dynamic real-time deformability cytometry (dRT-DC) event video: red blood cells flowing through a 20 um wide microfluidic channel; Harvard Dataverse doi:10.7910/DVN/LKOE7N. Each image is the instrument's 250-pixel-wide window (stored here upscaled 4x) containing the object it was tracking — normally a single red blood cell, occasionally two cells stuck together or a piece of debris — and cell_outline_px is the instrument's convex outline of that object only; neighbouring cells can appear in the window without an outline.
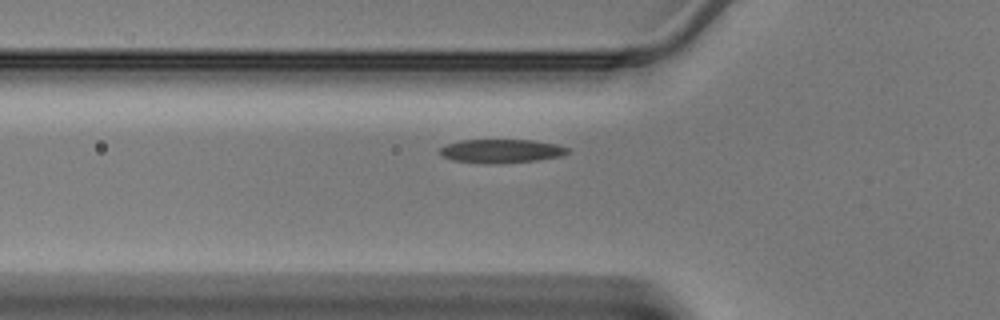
{"species": "Egyptian fruit bat (a non-hibernating species)", "species_latin": "Rousettus aegyptiacus", "temperature_condition": "warm", "stored_images_in_passage": 35, "camera_frame_rate_fps": 3000, "um_per_image_px": 0.085, "animal": {"sex": "male"}, "frame": {"image": 1, "passage_image": 9, "time_ms": 2.667, "image_size_px": [1000, 320], "cell_outline_px": [[568, 152], [560, 156], [536, 160], [488, 164], [452, 160], [444, 156], [440, 152], [440, 148], [448, 144], [460, 140], [532, 140], [556, 144], [568, 148]], "centroid_in_image_um": [42.59, 12.83], "position_along_channel_um": 83.2, "area_um2": 17.34}}
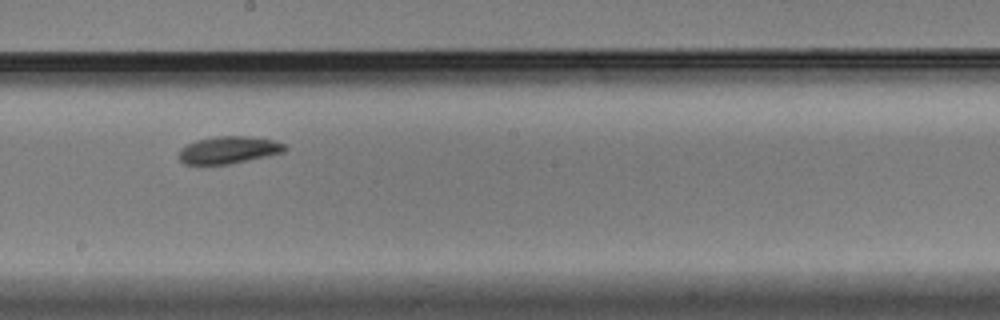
{"frame": {"image": 2, "passage_image": 19, "time_ms": 6.0, "image_size_px": [1000, 320], "cell_outline_px": [[288, 148], [284, 152], [268, 156], [228, 164], [184, 164], [180, 160], [180, 148], [196, 140], [216, 136], [248, 136], [272, 140], [288, 144]], "centroid_in_image_um": [19.48, 12.74], "position_along_channel_um": 228.7, "area_um2": 16.82}}
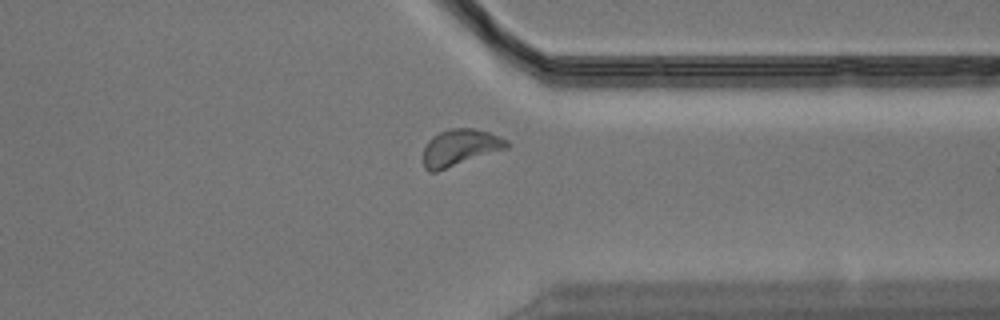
{"frame": {"image": 3, "passage_image": 29, "time_ms": 9.333, "image_size_px": [1000, 320], "cell_outline_px": [[508, 148], [436, 172], [428, 172], [424, 168], [424, 148], [428, 140], [432, 136], [448, 128], [472, 128], [488, 132], [508, 140]], "centroid_in_image_um": [39.08, 12.54], "position_along_channel_um": 372.3, "area_um2": 17.8}}